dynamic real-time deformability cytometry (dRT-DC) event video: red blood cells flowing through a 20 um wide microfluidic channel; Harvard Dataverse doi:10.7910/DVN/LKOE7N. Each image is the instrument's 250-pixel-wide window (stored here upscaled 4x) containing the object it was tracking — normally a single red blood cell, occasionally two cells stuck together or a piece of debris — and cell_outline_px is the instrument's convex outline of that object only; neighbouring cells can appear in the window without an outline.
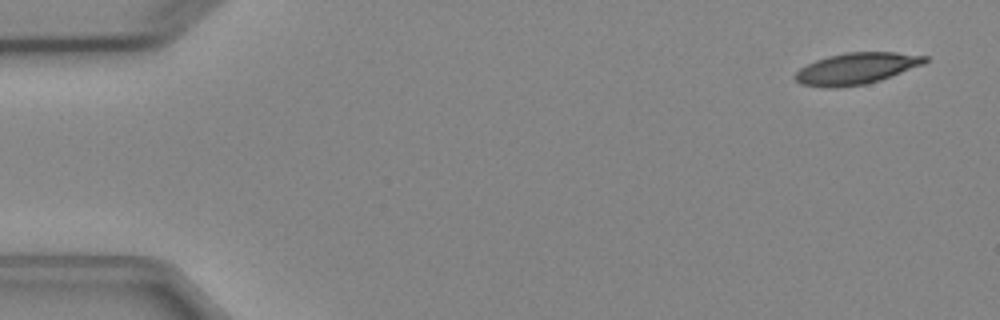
{"species": "Egyptian fruit bat (a non-hibernating species)", "species_latin": "Rousettus aegyptiacus", "temperature_condition": "cold", "stored_images_in_passage": 5, "camera_frame_rate_fps": 3000, "um_per_image_px": 0.085, "animal": {"sex": "female"}, "frame": {"image": 1, "passage_image": 1, "time_ms": 0.0, "image_size_px": [1000, 320], "cell_outline_px": [[928, 60], [924, 64], [892, 76], [880, 80], [864, 84], [840, 88], [820, 88], [800, 84], [792, 76], [800, 68], [816, 60], [828, 56], [844, 52], [896, 52], [928, 56]], "centroid_in_image_um": [72.77, 5.83], "position_along_channel_um": 12.2, "area_um2": 24.04}}
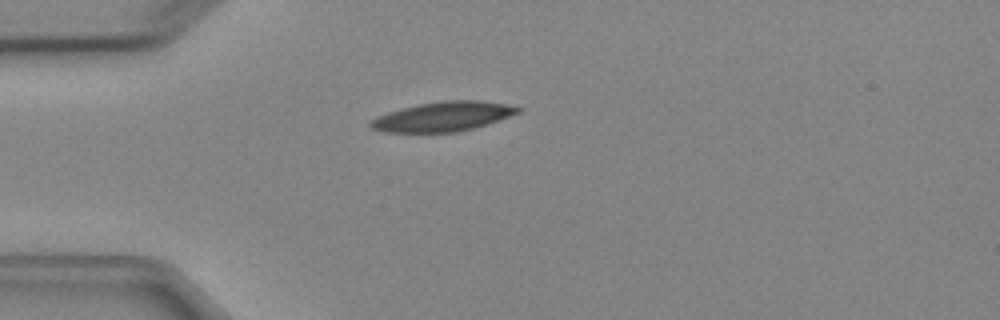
{"frame": {"image": 2, "passage_image": 4, "time_ms": 3.667, "image_size_px": [1000, 320], "cell_outline_px": [[524, 108], [520, 112], [472, 128], [456, 132], [380, 132], [372, 128], [368, 124], [376, 116], [388, 112], [420, 104], [444, 100], [484, 100]], "centroid_in_image_um": [37.62, 9.9], "position_along_channel_um": 47.4, "area_um2": 25.03}}